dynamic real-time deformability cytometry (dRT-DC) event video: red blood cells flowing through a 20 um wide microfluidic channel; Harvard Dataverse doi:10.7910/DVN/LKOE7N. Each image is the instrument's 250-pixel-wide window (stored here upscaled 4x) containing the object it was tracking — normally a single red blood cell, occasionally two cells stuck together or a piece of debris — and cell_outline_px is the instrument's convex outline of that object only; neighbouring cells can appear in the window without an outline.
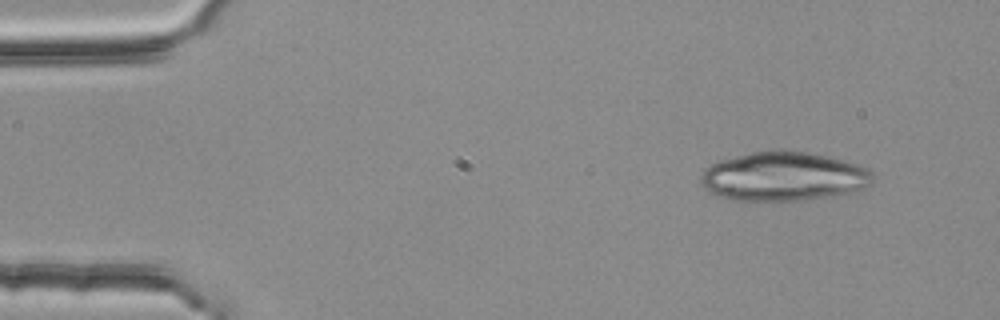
{"species": "common noctule bat (a hibernating species)", "species_latin": "Nyctalus noctula", "temperature_condition": "room temperature", "stored_images_in_passage": 3, "camera_frame_rate_fps": 3000, "um_per_image_px": 0.085, "animal": {"sex": "female", "body_mass_g": 25.1}, "frame": {"image": 1, "passage_image": 1, "time_ms": 0.0, "image_size_px": [1000, 320], "cell_outline_px": [[872, 184], [864, 188], [848, 192], [828, 196], [804, 200], [728, 200], [716, 196], [708, 192], [704, 188], [700, 180], [700, 176], [704, 168], [720, 160], [752, 152], [780, 148], [808, 152], [828, 156], [844, 160], [868, 168], [872, 172]], "centroid_in_image_um": [66.56, 14.98], "position_along_channel_um": 18.4, "area_um2": 49.53}}